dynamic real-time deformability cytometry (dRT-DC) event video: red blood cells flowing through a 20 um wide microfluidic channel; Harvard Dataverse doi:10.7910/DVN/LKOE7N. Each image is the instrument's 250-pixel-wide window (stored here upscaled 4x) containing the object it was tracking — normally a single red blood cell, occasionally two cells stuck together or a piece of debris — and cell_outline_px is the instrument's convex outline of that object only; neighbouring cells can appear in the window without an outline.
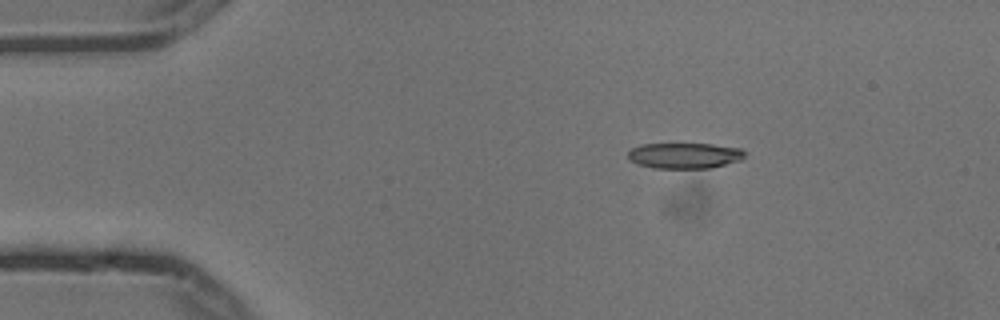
{"species": "common noctule bat (a hibernating species)", "species_latin": "Nyctalus noctula", "temperature_condition": "cold", "stored_images_in_passage": 5, "camera_frame_rate_fps": 3000, "um_per_image_px": 0.085, "animal": {"sex": "male", "body_mass_g": 13.3}, "frame": {"image": 1, "passage_image": 3, "time_ms": 0.667, "image_size_px": [1000, 320], "cell_outline_px": [[748, 152], [740, 160], [712, 168], [652, 168], [636, 164], [628, 160], [628, 152], [632, 148], [640, 144], [712, 144], [740, 148]], "centroid_in_image_um": [58.17, 13.23], "position_along_channel_um": 26.8, "area_um2": 17.69}}
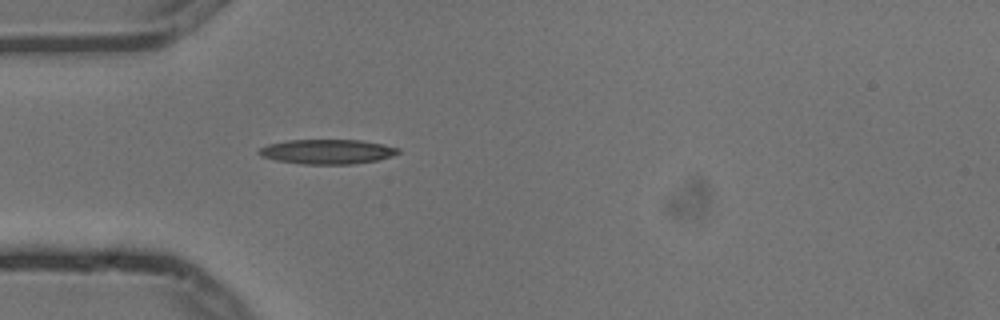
{"frame": {"image": 2, "passage_image": 5, "time_ms": 1.333, "image_size_px": [1000, 320], "cell_outline_px": [[400, 152], [392, 156], [376, 160], [352, 164], [304, 164], [276, 160], [260, 156], [256, 152], [260, 148], [268, 144], [288, 140], [360, 140], [400, 148]], "centroid_in_image_um": [27.78, 12.89], "position_along_channel_um": 57.2, "area_um2": 19.88}}